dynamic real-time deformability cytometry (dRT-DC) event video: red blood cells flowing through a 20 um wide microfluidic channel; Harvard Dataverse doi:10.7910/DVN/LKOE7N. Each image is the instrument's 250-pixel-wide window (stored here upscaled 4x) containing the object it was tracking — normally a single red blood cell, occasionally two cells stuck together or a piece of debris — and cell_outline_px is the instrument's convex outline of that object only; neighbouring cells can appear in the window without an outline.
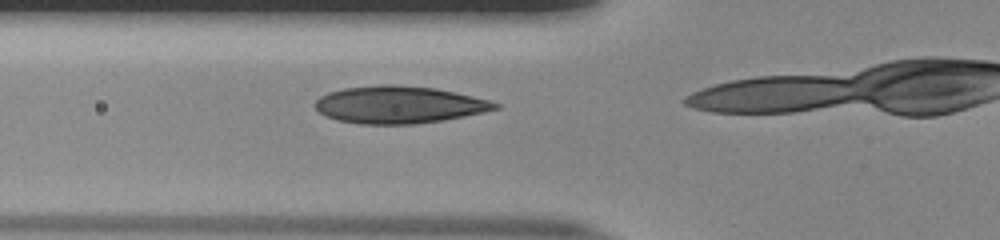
{"species": "human", "species_latin": "Homo sapiens", "temperature_condition": "room temperature", "stored_images_in_passage": 18, "camera_frame_rate_fps": 3000, "um_per_image_px": 0.085, "donor": {"sex": "male"}, "frame": {"image": 1, "passage_image": 14, "time_ms": 4.333, "image_size_px": [1000, 240], "cell_outline_px": [[500, 108], [484, 112], [444, 120], [416, 124], [360, 124], [336, 120], [324, 116], [312, 104], [320, 96], [328, 92], [344, 88], [380, 84], [396, 84], [436, 88], [456, 92], [488, 100], [500, 104]], "centroid_in_image_um": [33.89, 8.9], "position_along_channel_um": 91.9, "area_um2": 39.42}}
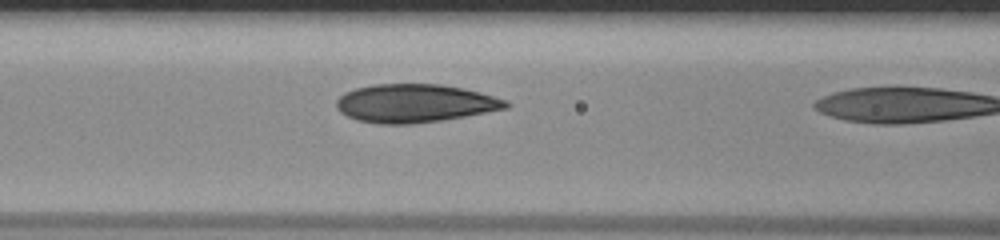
{"frame": {"image": 2, "passage_image": 17, "time_ms": 5.333, "image_size_px": [1000, 240], "cell_outline_px": [[512, 104], [508, 108], [444, 120], [412, 124], [380, 124], [356, 120], [340, 112], [336, 108], [336, 100], [344, 92], [356, 88], [372, 84], [440, 84], [460, 88], [508, 100]], "centroid_in_image_um": [35.24, 8.79], "position_along_channel_um": 131.4, "area_um2": 37.86}}